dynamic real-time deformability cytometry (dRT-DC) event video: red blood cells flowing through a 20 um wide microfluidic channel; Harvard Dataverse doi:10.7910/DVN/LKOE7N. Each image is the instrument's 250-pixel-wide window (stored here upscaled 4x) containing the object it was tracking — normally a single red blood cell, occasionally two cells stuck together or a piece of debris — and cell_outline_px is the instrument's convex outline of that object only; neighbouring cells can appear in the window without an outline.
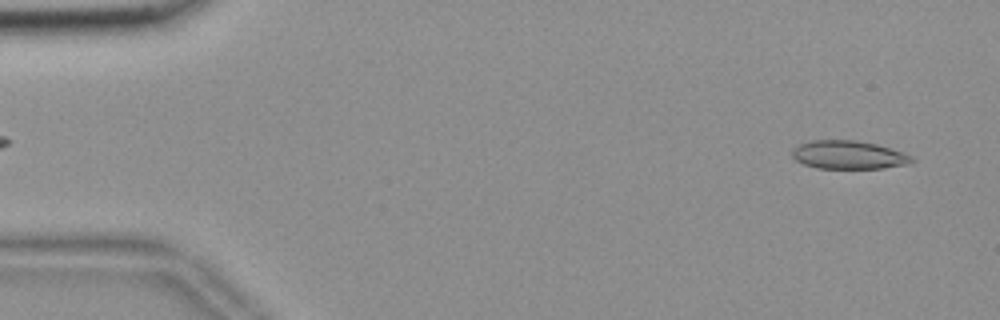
{"species": "common noctule bat (a hibernating species)", "species_latin": "Nyctalus noctula", "temperature_condition": "room temperature", "stored_images_in_passage": 54, "camera_frame_rate_fps": 3000, "um_per_image_px": 0.085, "animal": {"sex": "female", "body_mass_g": 18.4}, "frame": {"image": 1, "passage_image": 3, "time_ms": 0.667, "image_size_px": [1000, 320], "cell_outline_px": [[916, 160], [908, 164], [884, 168], [816, 168], [804, 164], [796, 160], [792, 156], [792, 148], [800, 144], [812, 140], [856, 140], [876, 144], [912, 156]], "centroid_in_image_um": [72.11, 13.16], "position_along_channel_um": 12.9, "area_um2": 19.65}}
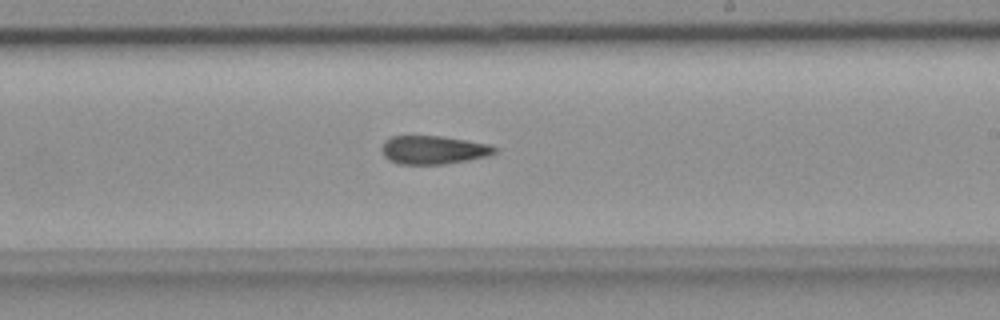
{"frame": {"image": 2, "passage_image": 32, "time_ms": 10.333, "image_size_px": [1000, 320], "cell_outline_px": [[496, 152], [488, 156], [468, 160], [444, 164], [400, 164], [388, 160], [384, 156], [384, 140], [392, 136], [440, 136], [488, 144], [496, 148]], "centroid_in_image_um": [36.84, 12.75], "position_along_channel_um": 252.2, "area_um2": 18.44}}
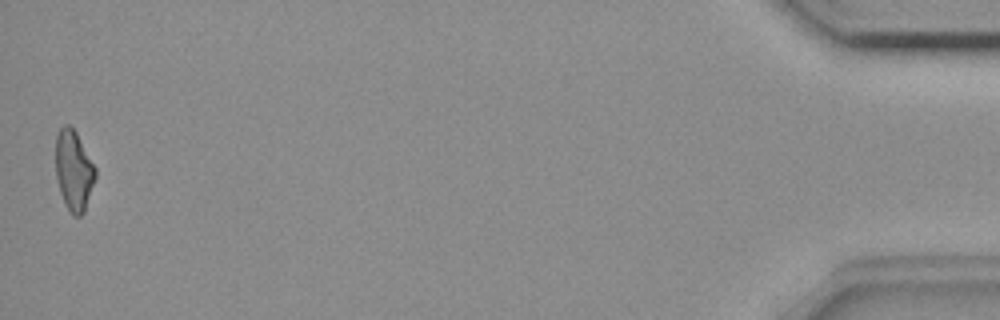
{"frame": {"image": 3, "passage_image": 54, "time_ms": 17.667, "image_size_px": [1000, 320], "cell_outline_px": [[96, 176], [84, 212], [80, 216], [72, 216], [64, 204], [60, 192], [56, 176], [56, 136], [60, 128], [64, 124], [68, 124], [76, 132], [96, 168]], "centroid_in_image_um": [6.26, 14.51], "position_along_channel_um": 428.9, "area_um2": 18.55}, "authors_computed_cell_mechanics": {"area_um2": 19.3919, "velocity_mm_per_s": 3.7007, "shape_relaxation_time_tau1_ms": null, "shape_relaxation_time_tau2_ms": 4.6613, "deformation_change_tau1": null, "deformation_change_tau2": 0.1338}}